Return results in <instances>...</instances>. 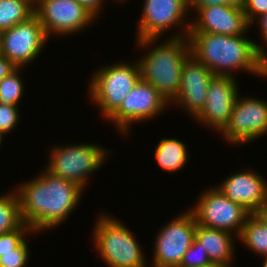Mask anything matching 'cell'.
<instances>
[{
    "instance_id": "6da1fadb",
    "label": "cell",
    "mask_w": 267,
    "mask_h": 267,
    "mask_svg": "<svg viewBox=\"0 0 267 267\" xmlns=\"http://www.w3.org/2000/svg\"><path fill=\"white\" fill-rule=\"evenodd\" d=\"M42 168L36 177L13 187L19 197L22 222L38 234L64 224L85 192L77 183Z\"/></svg>"
},
{
    "instance_id": "5bb4252c",
    "label": "cell",
    "mask_w": 267,
    "mask_h": 267,
    "mask_svg": "<svg viewBox=\"0 0 267 267\" xmlns=\"http://www.w3.org/2000/svg\"><path fill=\"white\" fill-rule=\"evenodd\" d=\"M237 80L232 76L214 75L208 85L205 106L193 120L220 134L230 121L239 94Z\"/></svg>"
},
{
    "instance_id": "52a82bcc",
    "label": "cell",
    "mask_w": 267,
    "mask_h": 267,
    "mask_svg": "<svg viewBox=\"0 0 267 267\" xmlns=\"http://www.w3.org/2000/svg\"><path fill=\"white\" fill-rule=\"evenodd\" d=\"M140 19L137 23L136 39L162 38L170 30L180 28L179 32L169 35V38L188 37L190 20L187 16L189 0H143ZM189 14V15H188ZM189 20V21H188ZM174 28V29H173ZM164 35V36H162Z\"/></svg>"
},
{
    "instance_id": "484cf974",
    "label": "cell",
    "mask_w": 267,
    "mask_h": 267,
    "mask_svg": "<svg viewBox=\"0 0 267 267\" xmlns=\"http://www.w3.org/2000/svg\"><path fill=\"white\" fill-rule=\"evenodd\" d=\"M17 105L0 103V132L5 136L17 128L21 121L20 109Z\"/></svg>"
},
{
    "instance_id": "d590c367",
    "label": "cell",
    "mask_w": 267,
    "mask_h": 267,
    "mask_svg": "<svg viewBox=\"0 0 267 267\" xmlns=\"http://www.w3.org/2000/svg\"><path fill=\"white\" fill-rule=\"evenodd\" d=\"M5 138V135L2 133V132H0V147H1V145H2V143H3V139Z\"/></svg>"
},
{
    "instance_id": "30bf717a",
    "label": "cell",
    "mask_w": 267,
    "mask_h": 267,
    "mask_svg": "<svg viewBox=\"0 0 267 267\" xmlns=\"http://www.w3.org/2000/svg\"><path fill=\"white\" fill-rule=\"evenodd\" d=\"M175 217L157 231L149 267H179L193 244L197 226L194 214L187 208Z\"/></svg>"
},
{
    "instance_id": "d4e9b609",
    "label": "cell",
    "mask_w": 267,
    "mask_h": 267,
    "mask_svg": "<svg viewBox=\"0 0 267 267\" xmlns=\"http://www.w3.org/2000/svg\"><path fill=\"white\" fill-rule=\"evenodd\" d=\"M27 238L13 252H7L0 256V267H27L30 259V248Z\"/></svg>"
},
{
    "instance_id": "8d00e7d4",
    "label": "cell",
    "mask_w": 267,
    "mask_h": 267,
    "mask_svg": "<svg viewBox=\"0 0 267 267\" xmlns=\"http://www.w3.org/2000/svg\"><path fill=\"white\" fill-rule=\"evenodd\" d=\"M118 3H123L124 4V2H127V0H116Z\"/></svg>"
},
{
    "instance_id": "e575fe53",
    "label": "cell",
    "mask_w": 267,
    "mask_h": 267,
    "mask_svg": "<svg viewBox=\"0 0 267 267\" xmlns=\"http://www.w3.org/2000/svg\"><path fill=\"white\" fill-rule=\"evenodd\" d=\"M263 258V261H262V264L261 267H267V256H264V257H261Z\"/></svg>"
},
{
    "instance_id": "8fae6325",
    "label": "cell",
    "mask_w": 267,
    "mask_h": 267,
    "mask_svg": "<svg viewBox=\"0 0 267 267\" xmlns=\"http://www.w3.org/2000/svg\"><path fill=\"white\" fill-rule=\"evenodd\" d=\"M49 40L38 16L34 14L0 32V54L6 56L17 68H26L44 51Z\"/></svg>"
},
{
    "instance_id": "d6986e66",
    "label": "cell",
    "mask_w": 267,
    "mask_h": 267,
    "mask_svg": "<svg viewBox=\"0 0 267 267\" xmlns=\"http://www.w3.org/2000/svg\"><path fill=\"white\" fill-rule=\"evenodd\" d=\"M187 145L177 138H162L154 149V158L163 171L175 173L188 163L189 152Z\"/></svg>"
},
{
    "instance_id": "7a4b0ae2",
    "label": "cell",
    "mask_w": 267,
    "mask_h": 267,
    "mask_svg": "<svg viewBox=\"0 0 267 267\" xmlns=\"http://www.w3.org/2000/svg\"><path fill=\"white\" fill-rule=\"evenodd\" d=\"M247 34L189 32L190 51L214 75L237 77L236 71L267 78V59L256 49Z\"/></svg>"
},
{
    "instance_id": "836d02e7",
    "label": "cell",
    "mask_w": 267,
    "mask_h": 267,
    "mask_svg": "<svg viewBox=\"0 0 267 267\" xmlns=\"http://www.w3.org/2000/svg\"><path fill=\"white\" fill-rule=\"evenodd\" d=\"M205 267H231V266H228L222 263H211L210 265L205 266Z\"/></svg>"
},
{
    "instance_id": "f1b7e54d",
    "label": "cell",
    "mask_w": 267,
    "mask_h": 267,
    "mask_svg": "<svg viewBox=\"0 0 267 267\" xmlns=\"http://www.w3.org/2000/svg\"><path fill=\"white\" fill-rule=\"evenodd\" d=\"M245 0H189V9H202L208 6L226 5L244 9Z\"/></svg>"
},
{
    "instance_id": "3957f363",
    "label": "cell",
    "mask_w": 267,
    "mask_h": 267,
    "mask_svg": "<svg viewBox=\"0 0 267 267\" xmlns=\"http://www.w3.org/2000/svg\"><path fill=\"white\" fill-rule=\"evenodd\" d=\"M167 38L163 41L145 38L134 42L144 52L147 50L137 59L141 79L152 84L170 103L179 92L182 67L191 51L188 37Z\"/></svg>"
},
{
    "instance_id": "9a60e30c",
    "label": "cell",
    "mask_w": 267,
    "mask_h": 267,
    "mask_svg": "<svg viewBox=\"0 0 267 267\" xmlns=\"http://www.w3.org/2000/svg\"><path fill=\"white\" fill-rule=\"evenodd\" d=\"M213 76L204 64L190 54L182 67L179 92L169 103L170 107L185 110L189 118L194 119L205 106L208 85Z\"/></svg>"
},
{
    "instance_id": "4dcf8cb0",
    "label": "cell",
    "mask_w": 267,
    "mask_h": 267,
    "mask_svg": "<svg viewBox=\"0 0 267 267\" xmlns=\"http://www.w3.org/2000/svg\"><path fill=\"white\" fill-rule=\"evenodd\" d=\"M96 20L100 18V12L104 11V3L108 0H77ZM118 3L116 0H113Z\"/></svg>"
},
{
    "instance_id": "e0dca14e",
    "label": "cell",
    "mask_w": 267,
    "mask_h": 267,
    "mask_svg": "<svg viewBox=\"0 0 267 267\" xmlns=\"http://www.w3.org/2000/svg\"><path fill=\"white\" fill-rule=\"evenodd\" d=\"M256 171L241 169L215 187L231 201L254 214L267 201V180Z\"/></svg>"
},
{
    "instance_id": "d6a6232c",
    "label": "cell",
    "mask_w": 267,
    "mask_h": 267,
    "mask_svg": "<svg viewBox=\"0 0 267 267\" xmlns=\"http://www.w3.org/2000/svg\"><path fill=\"white\" fill-rule=\"evenodd\" d=\"M255 214L267 225V201L255 212Z\"/></svg>"
},
{
    "instance_id": "ba28073f",
    "label": "cell",
    "mask_w": 267,
    "mask_h": 267,
    "mask_svg": "<svg viewBox=\"0 0 267 267\" xmlns=\"http://www.w3.org/2000/svg\"><path fill=\"white\" fill-rule=\"evenodd\" d=\"M169 106L168 101L152 84L140 79L123 98L121 106L106 121L113 123L117 132L126 137L133 129L132 124L160 117Z\"/></svg>"
},
{
    "instance_id": "603a6c76",
    "label": "cell",
    "mask_w": 267,
    "mask_h": 267,
    "mask_svg": "<svg viewBox=\"0 0 267 267\" xmlns=\"http://www.w3.org/2000/svg\"><path fill=\"white\" fill-rule=\"evenodd\" d=\"M24 68H17L7 77L0 80V103L4 105H19L25 86L22 80V71Z\"/></svg>"
},
{
    "instance_id": "4316f807",
    "label": "cell",
    "mask_w": 267,
    "mask_h": 267,
    "mask_svg": "<svg viewBox=\"0 0 267 267\" xmlns=\"http://www.w3.org/2000/svg\"><path fill=\"white\" fill-rule=\"evenodd\" d=\"M210 264L206 251L202 250L201 244L195 239L185 252L179 267H205Z\"/></svg>"
},
{
    "instance_id": "83f0119b",
    "label": "cell",
    "mask_w": 267,
    "mask_h": 267,
    "mask_svg": "<svg viewBox=\"0 0 267 267\" xmlns=\"http://www.w3.org/2000/svg\"><path fill=\"white\" fill-rule=\"evenodd\" d=\"M243 11L250 25L257 17L267 13V0H245Z\"/></svg>"
},
{
    "instance_id": "44dd1931",
    "label": "cell",
    "mask_w": 267,
    "mask_h": 267,
    "mask_svg": "<svg viewBox=\"0 0 267 267\" xmlns=\"http://www.w3.org/2000/svg\"><path fill=\"white\" fill-rule=\"evenodd\" d=\"M34 14L33 0H0V32L29 19Z\"/></svg>"
},
{
    "instance_id": "8992f818",
    "label": "cell",
    "mask_w": 267,
    "mask_h": 267,
    "mask_svg": "<svg viewBox=\"0 0 267 267\" xmlns=\"http://www.w3.org/2000/svg\"><path fill=\"white\" fill-rule=\"evenodd\" d=\"M61 145V146H60ZM53 145L49 148L48 162L44 166L49 172L77 183L86 190L92 174L99 171L109 158L111 150L97 143ZM90 176V177H89Z\"/></svg>"
},
{
    "instance_id": "74e56055",
    "label": "cell",
    "mask_w": 267,
    "mask_h": 267,
    "mask_svg": "<svg viewBox=\"0 0 267 267\" xmlns=\"http://www.w3.org/2000/svg\"><path fill=\"white\" fill-rule=\"evenodd\" d=\"M34 4L36 5L40 0H33Z\"/></svg>"
},
{
    "instance_id": "f546056e",
    "label": "cell",
    "mask_w": 267,
    "mask_h": 267,
    "mask_svg": "<svg viewBox=\"0 0 267 267\" xmlns=\"http://www.w3.org/2000/svg\"><path fill=\"white\" fill-rule=\"evenodd\" d=\"M255 24L258 26L257 28H259L260 40L263 42V44H259L258 42L254 43L255 47L267 59V13L257 17L250 24V28Z\"/></svg>"
},
{
    "instance_id": "277c9868",
    "label": "cell",
    "mask_w": 267,
    "mask_h": 267,
    "mask_svg": "<svg viewBox=\"0 0 267 267\" xmlns=\"http://www.w3.org/2000/svg\"><path fill=\"white\" fill-rule=\"evenodd\" d=\"M131 231L105 211L97 215L91 242L107 267H149L146 253Z\"/></svg>"
},
{
    "instance_id": "ffe728a7",
    "label": "cell",
    "mask_w": 267,
    "mask_h": 267,
    "mask_svg": "<svg viewBox=\"0 0 267 267\" xmlns=\"http://www.w3.org/2000/svg\"><path fill=\"white\" fill-rule=\"evenodd\" d=\"M238 242L256 256H267V225L254 213L242 227Z\"/></svg>"
},
{
    "instance_id": "5b68a950",
    "label": "cell",
    "mask_w": 267,
    "mask_h": 267,
    "mask_svg": "<svg viewBox=\"0 0 267 267\" xmlns=\"http://www.w3.org/2000/svg\"><path fill=\"white\" fill-rule=\"evenodd\" d=\"M119 61L96 68L88 81V97L105 121L121 106L123 98L141 79L137 61Z\"/></svg>"
},
{
    "instance_id": "9c48e42d",
    "label": "cell",
    "mask_w": 267,
    "mask_h": 267,
    "mask_svg": "<svg viewBox=\"0 0 267 267\" xmlns=\"http://www.w3.org/2000/svg\"><path fill=\"white\" fill-rule=\"evenodd\" d=\"M209 187L202 191L194 206H189L196 223L224 230L239 237L242 227L251 213L245 207L227 198L215 186Z\"/></svg>"
},
{
    "instance_id": "7402d4cb",
    "label": "cell",
    "mask_w": 267,
    "mask_h": 267,
    "mask_svg": "<svg viewBox=\"0 0 267 267\" xmlns=\"http://www.w3.org/2000/svg\"><path fill=\"white\" fill-rule=\"evenodd\" d=\"M22 223L16 190L0 194V233L17 229Z\"/></svg>"
},
{
    "instance_id": "4fadbf2b",
    "label": "cell",
    "mask_w": 267,
    "mask_h": 267,
    "mask_svg": "<svg viewBox=\"0 0 267 267\" xmlns=\"http://www.w3.org/2000/svg\"><path fill=\"white\" fill-rule=\"evenodd\" d=\"M35 14L48 38L73 36L97 22L77 0H40Z\"/></svg>"
},
{
    "instance_id": "ac0fdd59",
    "label": "cell",
    "mask_w": 267,
    "mask_h": 267,
    "mask_svg": "<svg viewBox=\"0 0 267 267\" xmlns=\"http://www.w3.org/2000/svg\"><path fill=\"white\" fill-rule=\"evenodd\" d=\"M195 239L206 251L211 263H222L233 267L238 237L224 230L205 227L197 223ZM235 249V250H234Z\"/></svg>"
},
{
    "instance_id": "2e32d148",
    "label": "cell",
    "mask_w": 267,
    "mask_h": 267,
    "mask_svg": "<svg viewBox=\"0 0 267 267\" xmlns=\"http://www.w3.org/2000/svg\"><path fill=\"white\" fill-rule=\"evenodd\" d=\"M194 12L189 32H205L240 36L248 33L250 25L242 9L226 5L208 6L202 9H189Z\"/></svg>"
},
{
    "instance_id": "7c38bea8",
    "label": "cell",
    "mask_w": 267,
    "mask_h": 267,
    "mask_svg": "<svg viewBox=\"0 0 267 267\" xmlns=\"http://www.w3.org/2000/svg\"><path fill=\"white\" fill-rule=\"evenodd\" d=\"M267 134V102L258 97L238 94L230 121L220 133L230 145L251 143Z\"/></svg>"
},
{
    "instance_id": "1f68e13d",
    "label": "cell",
    "mask_w": 267,
    "mask_h": 267,
    "mask_svg": "<svg viewBox=\"0 0 267 267\" xmlns=\"http://www.w3.org/2000/svg\"><path fill=\"white\" fill-rule=\"evenodd\" d=\"M17 67L4 55L0 54V80L10 75Z\"/></svg>"
},
{
    "instance_id": "cb8c5ba5",
    "label": "cell",
    "mask_w": 267,
    "mask_h": 267,
    "mask_svg": "<svg viewBox=\"0 0 267 267\" xmlns=\"http://www.w3.org/2000/svg\"><path fill=\"white\" fill-rule=\"evenodd\" d=\"M31 233L36 234L30 226L24 223L17 229L0 233V256L7 252H13V249H16Z\"/></svg>"
}]
</instances>
